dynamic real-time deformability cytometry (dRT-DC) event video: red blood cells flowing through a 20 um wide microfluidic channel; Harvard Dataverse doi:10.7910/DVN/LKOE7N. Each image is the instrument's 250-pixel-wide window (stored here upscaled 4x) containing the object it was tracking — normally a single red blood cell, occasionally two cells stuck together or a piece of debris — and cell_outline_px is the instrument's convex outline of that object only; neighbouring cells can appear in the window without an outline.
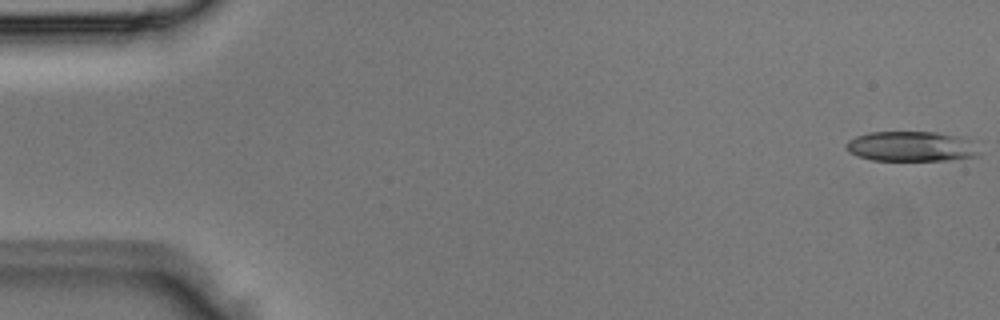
{"species": "Egyptian fruit bat (a non-hibernating species)", "species_latin": "Rousettus aegyptiacus", "temperature_condition": "room temperature", "stored_images_in_passage": 5, "camera_frame_rate_fps": 3000, "um_per_image_px": 0.085, "animal": {"sex": "male"}, "frame": {"image": 1, "passage_image": 1, "time_ms": 0.0, "image_size_px": [1000, 320], "cell_outline_px": [[976, 156], [948, 160], [872, 160], [848, 152], [844, 144], [848, 140], [856, 136], [868, 132], [940, 132], [960, 136], [968, 140], [976, 152]], "centroid_in_image_um": [77.36, 12.43], "position_along_channel_um": 7.6, "area_um2": 23.0}}
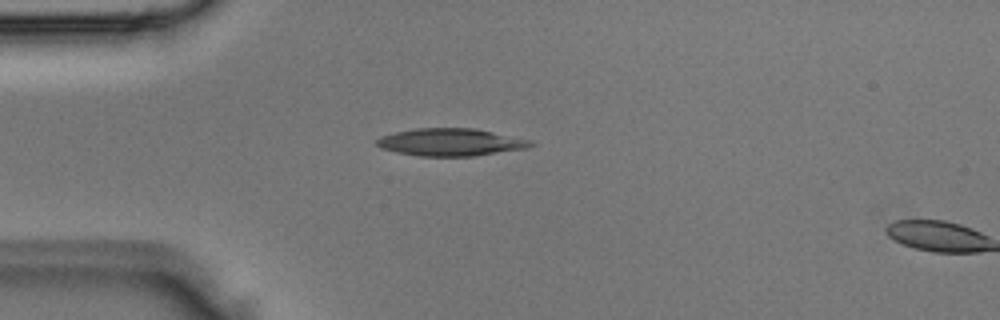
{"frame": {"image": 2, "passage_image": 4, "time_ms": 1.0, "image_size_px": [1000, 320], "cell_outline_px": [[536, 144], [528, 148], [476, 156], [420, 156], [396, 152], [384, 148], [376, 144], [376, 140], [380, 136], [396, 132], [416, 128], [476, 128], [532, 140]], "centroid_in_image_um": [38.37, 12.08], "position_along_channel_um": 46.6, "area_um2": 24.74}}